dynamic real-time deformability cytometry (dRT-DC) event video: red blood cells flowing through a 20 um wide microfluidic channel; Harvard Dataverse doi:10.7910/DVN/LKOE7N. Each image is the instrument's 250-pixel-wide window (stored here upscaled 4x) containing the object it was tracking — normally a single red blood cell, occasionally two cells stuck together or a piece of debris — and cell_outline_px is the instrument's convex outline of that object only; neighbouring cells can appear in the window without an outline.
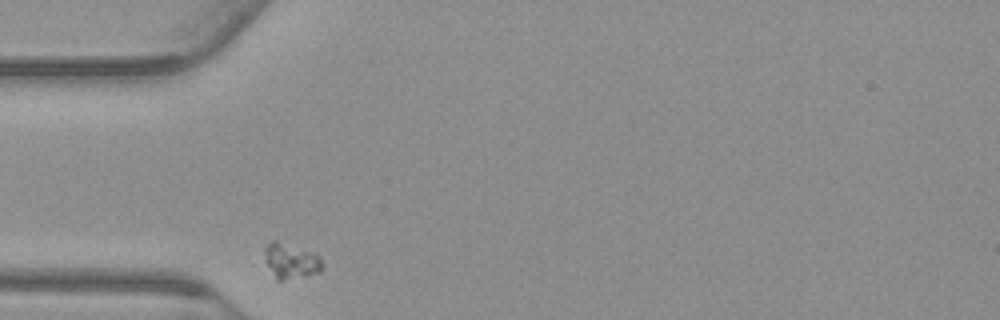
{"species": "common noctule bat (a hibernating species)", "species_latin": "Nyctalus noctula", "temperature_condition": "warm", "stored_images_in_passage": 30, "camera_frame_rate_fps": 3000, "um_per_image_px": 0.085, "animal": {"sex": "male", "body_mass_g": 23.1, "forearm_length_mm": 52.7}, "frame": {"image": 1, "passage_image": 1, "time_ms": 0.0, "image_size_px": [1000, 320], "cell_outline_px": [[324, 264], [320, 272], [280, 280], [276, 280], [264, 260], [264, 248], [272, 240], [276, 240], [316, 252], [320, 256]], "centroid_in_image_um": [24.73, 22.14], "position_along_channel_um": 60.3, "area_um2": 12.02}}
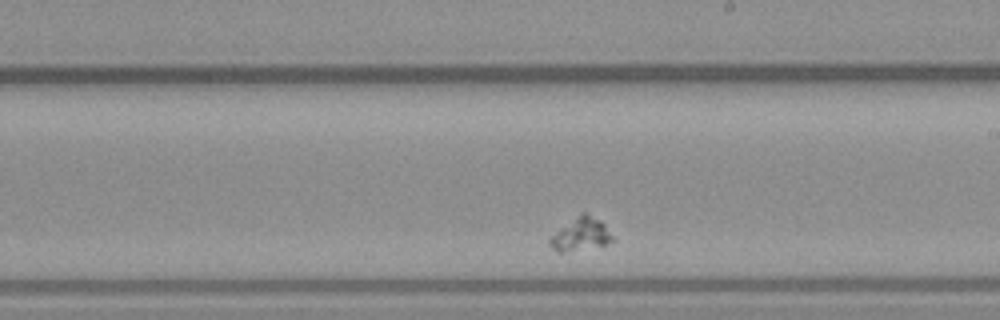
{"frame": {"image": 2, "passage_image": 18, "time_ms": 5.667, "image_size_px": [1000, 320], "cell_outline_px": [[616, 240], [604, 244], [564, 252], [556, 252], [548, 244], [548, 240], [560, 228], [580, 212], [584, 212], [600, 220], [604, 224]], "centroid_in_image_um": [49.35, 19.9], "position_along_channel_um": 239.7, "area_um2": 11.85}}
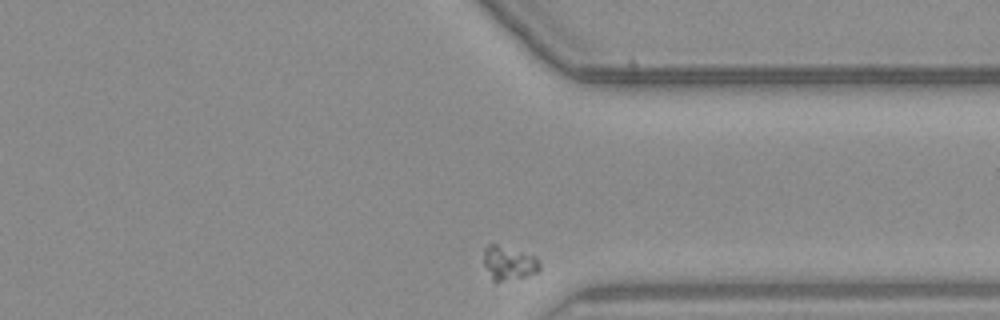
{"frame": {"image": 3, "passage_image": 30, "time_ms": 9.667, "image_size_px": [1000, 320], "cell_outline_px": [[540, 268], [536, 272], [524, 276], [500, 280], [492, 280], [484, 264], [484, 248], [488, 244], [496, 244], [536, 256], [540, 264]], "centroid_in_image_um": [43.23, 22.32], "position_along_channel_um": 368.2, "area_um2": 10.69}}